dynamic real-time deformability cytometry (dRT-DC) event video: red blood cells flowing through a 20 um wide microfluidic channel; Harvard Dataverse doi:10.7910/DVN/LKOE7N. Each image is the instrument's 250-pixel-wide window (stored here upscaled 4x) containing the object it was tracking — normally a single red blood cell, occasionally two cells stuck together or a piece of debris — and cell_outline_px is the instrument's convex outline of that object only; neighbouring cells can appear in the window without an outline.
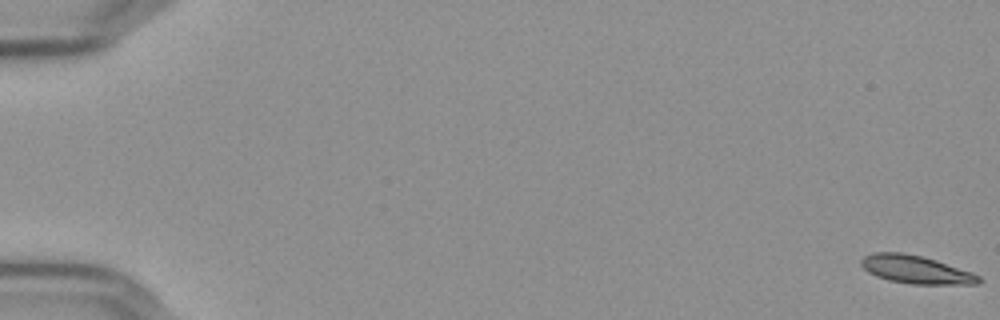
{"species": "Egyptian fruit bat (a non-hibernating species)", "species_latin": "Rousettus aegyptiacus", "temperature_condition": "cold", "stored_images_in_passage": 58, "camera_frame_rate_fps": 3000, "um_per_image_px": 0.085, "frame": {"image": 1, "passage_image": 1, "time_ms": 0.0, "image_size_px": [1000, 320], "cell_outline_px": [[984, 280], [980, 284], [912, 284], [888, 280], [876, 276], [868, 272], [860, 264], [860, 260], [864, 256], [872, 252], [904, 252], [936, 260], [972, 272], [980, 276]], "centroid_in_image_um": [77.86, 22.91], "position_along_channel_um": 7.1, "area_um2": 19.36}}
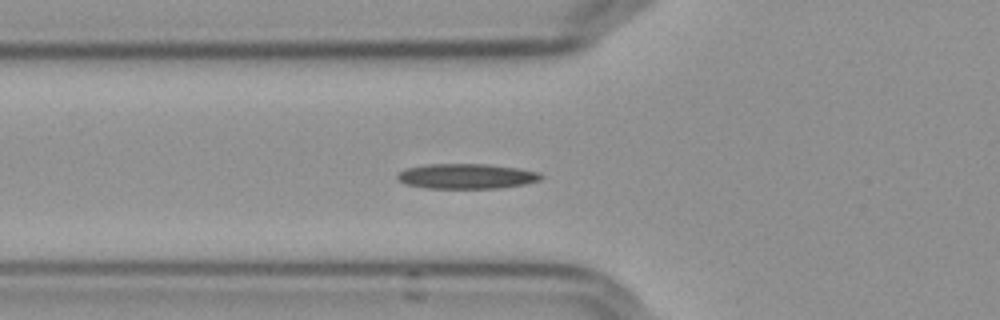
{"frame": {"image": 2, "passage_image": 22, "time_ms": 7.0, "image_size_px": [1000, 320], "cell_outline_px": [[544, 176], [540, 180], [524, 184], [500, 188], [428, 188], [404, 184], [396, 176], [404, 168], [428, 164], [488, 164], [516, 168], [540, 172]], "centroid_in_image_um": [39.66, 14.97], "position_along_channel_um": 86.1, "area_um2": 20.98}}
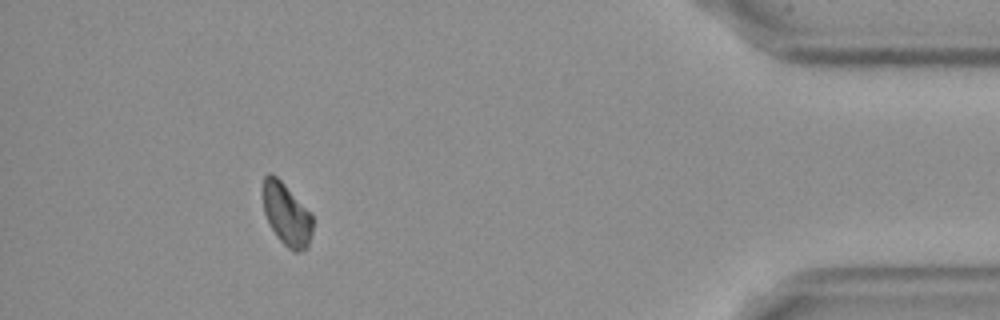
{"frame": {"image": 3, "passage_image": 53, "time_ms": 17.333, "image_size_px": [1000, 320], "cell_outline_px": [[312, 232], [308, 248], [300, 252], [292, 252], [276, 236], [264, 212], [264, 176], [268, 172], [272, 172], [312, 212]], "centroid_in_image_um": [24.39, 18.24], "position_along_channel_um": 410.8, "area_um2": 18.09}, "authors_computed_cell_mechanics": {"area_um2": 19.4208, "velocity_mm_per_s": 3.614, "shape_relaxation_time_tau1_ms": 7.0982, "shape_relaxation_time_tau2_ms": null, "deformation_change_tau1": 0.1049, "deformation_change_tau2": null}}